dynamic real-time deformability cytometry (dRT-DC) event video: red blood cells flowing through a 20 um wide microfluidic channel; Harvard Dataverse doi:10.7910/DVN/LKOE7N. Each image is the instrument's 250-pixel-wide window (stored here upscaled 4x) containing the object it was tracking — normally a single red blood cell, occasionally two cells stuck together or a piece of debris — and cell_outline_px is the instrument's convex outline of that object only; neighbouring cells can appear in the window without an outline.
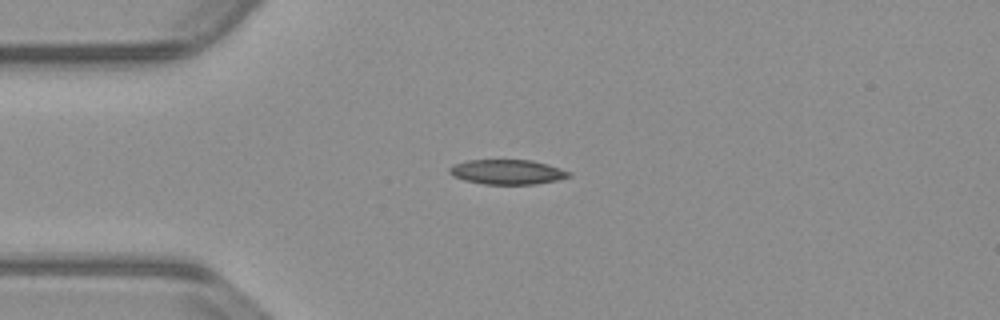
{"species": "common noctule bat (a hibernating species)", "species_latin": "Nyctalus noctula", "temperature_condition": "warm", "stored_images_in_passage": 42, "camera_frame_rate_fps": 3000, "um_per_image_px": 0.085, "animal": {"sex": "male", "body_mass_g": 23.1, "forearm_length_mm": 52.7}, "frame": {"image": 1, "passage_image": 1, "time_ms": 0.0, "image_size_px": [1000, 320], "cell_outline_px": [[572, 176], [556, 180], [536, 184], [484, 184], [464, 180], [452, 176], [448, 172], [448, 168], [456, 164], [468, 160], [532, 160], [572, 172]], "centroid_in_image_um": [43.11, 14.62], "position_along_channel_um": 41.9, "area_um2": 17.17}}
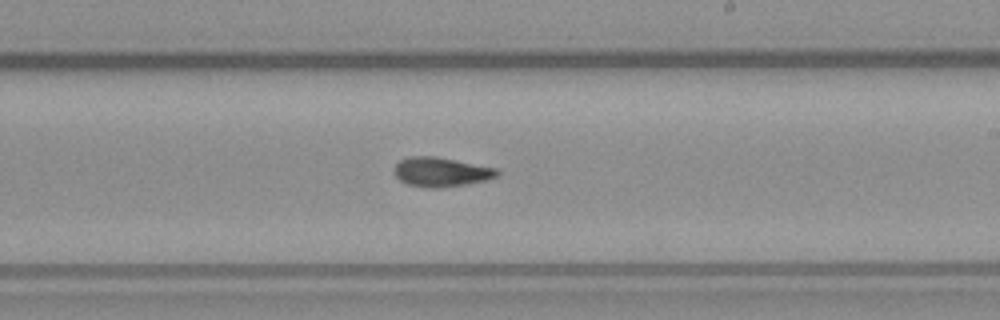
{"frame": {"image": 2, "passage_image": 19, "time_ms": 6.0, "image_size_px": [1000, 320], "cell_outline_px": [[500, 172], [496, 176], [484, 180], [464, 184], [440, 188], [428, 188], [408, 184], [400, 180], [396, 176], [396, 164], [400, 160], [408, 156], [436, 156], [496, 168]], "centroid_in_image_um": [37.48, 14.61], "position_along_channel_um": 251.5, "area_um2": 17.34}}
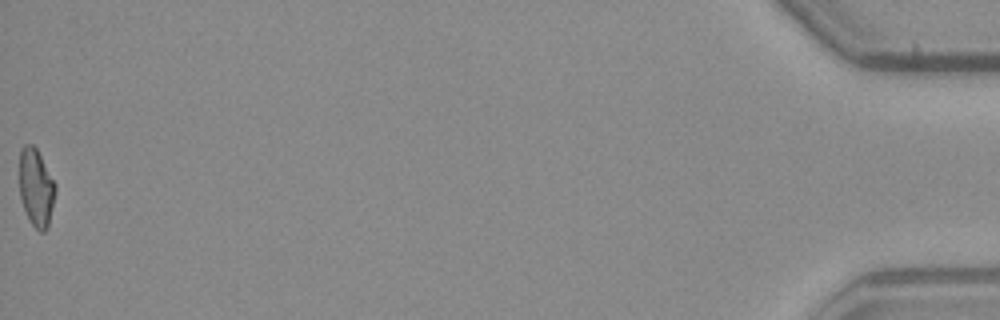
{"frame": {"image": 3, "passage_image": 42, "time_ms": 13.667, "image_size_px": [1000, 320], "cell_outline_px": [[56, 192], [48, 228], [44, 232], [40, 232], [32, 224], [24, 208], [20, 196], [20, 148], [24, 144], [32, 144], [36, 148], [56, 184]], "centroid_in_image_um": [3.08, 15.95], "position_along_channel_um": 432.1, "area_um2": 16.24}, "authors_computed_cell_mechanics": {"area_um2": 16.9643, "velocity_mm_per_s": 3.8185, "shape_relaxation_time_tau1_ms": null, "shape_relaxation_time_tau2_ms": 4.4622, "deformation_change_tau1": null, "deformation_change_tau2": 0.1199}}